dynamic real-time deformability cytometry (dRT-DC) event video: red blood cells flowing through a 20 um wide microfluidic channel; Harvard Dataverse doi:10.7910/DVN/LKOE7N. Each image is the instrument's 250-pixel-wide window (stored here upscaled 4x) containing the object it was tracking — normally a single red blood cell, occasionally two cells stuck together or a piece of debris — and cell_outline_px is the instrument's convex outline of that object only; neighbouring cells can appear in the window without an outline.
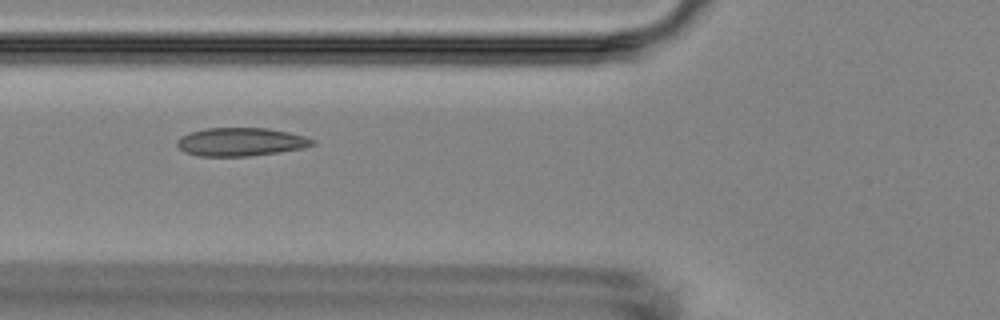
{"species": "Egyptian fruit bat (a non-hibernating species)", "species_latin": "Rousettus aegyptiacus", "temperature_condition": "room temperature", "stored_images_in_passage": 4, "camera_frame_rate_fps": 3000, "um_per_image_px": 0.085, "animal": {"sex": "female"}, "frame": {"image": 1, "passage_image": 2, "time_ms": 1.0, "image_size_px": [1000, 320], "cell_outline_px": [[316, 144], [304, 148], [280, 152], [248, 156], [200, 156], [184, 152], [176, 144], [176, 140], [180, 136], [188, 132], [204, 128], [268, 128], [288, 132], [304, 136], [316, 140]], "centroid_in_image_um": [20.46, 12.05], "position_along_channel_um": 105.3, "area_um2": 22.54}}
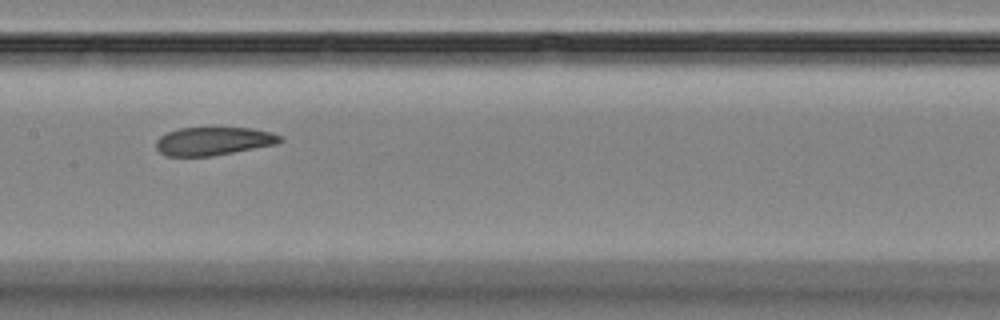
{"frame": {"image": 2, "passage_image": 4, "time_ms": 3.333, "image_size_px": [1000, 320], "cell_outline_px": [[284, 140], [276, 144], [212, 156], [164, 156], [156, 148], [156, 140], [160, 136], [168, 132], [180, 128], [252, 128], [272, 132], [280, 136]], "centroid_in_image_um": [18.13, 12.0], "position_along_channel_um": 189.3, "area_um2": 20.35}}